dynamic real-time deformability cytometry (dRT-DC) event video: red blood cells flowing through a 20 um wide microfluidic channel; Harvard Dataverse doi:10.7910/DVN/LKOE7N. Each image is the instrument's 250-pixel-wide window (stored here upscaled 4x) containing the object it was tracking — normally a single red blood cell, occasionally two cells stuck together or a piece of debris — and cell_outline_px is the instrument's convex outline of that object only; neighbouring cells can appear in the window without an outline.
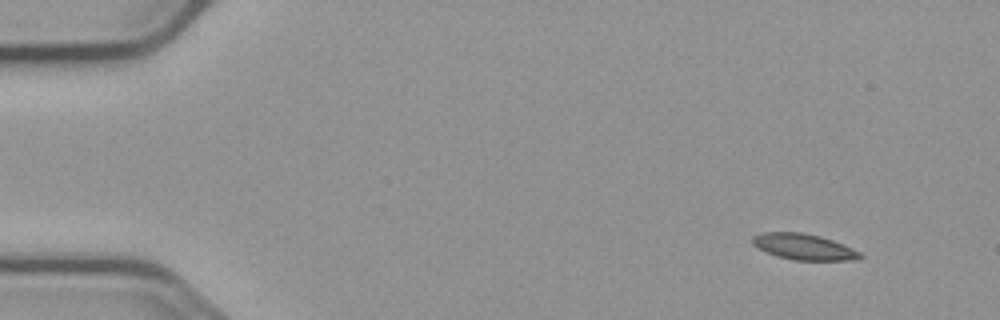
{"species": "common noctule bat (a hibernating species)", "species_latin": "Nyctalus noctula", "temperature_condition": "cold", "stored_images_in_passage": 5, "camera_frame_rate_fps": 3000, "um_per_image_px": 0.085, "animal": {"sex": "male", "body_mass_g": 23.1, "forearm_length_mm": 52.7}, "frame": {"image": 1, "passage_image": 1, "time_ms": 0.0, "image_size_px": [1000, 320], "cell_outline_px": [[864, 256], [860, 260], [792, 260], [776, 256], [756, 248], [752, 244], [752, 236], [764, 232], [804, 232], [820, 236], [832, 240], [852, 248], [860, 252]], "centroid_in_image_um": [68.31, 20.98], "position_along_channel_um": 16.7, "area_um2": 16.47}}
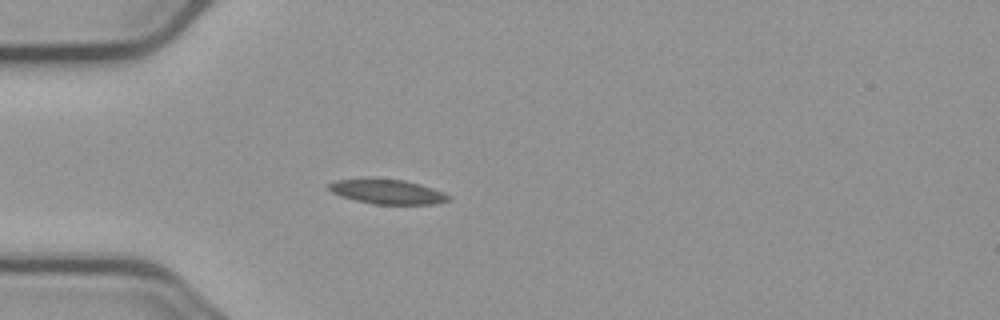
{"frame": {"image": 2, "passage_image": 4, "time_ms": 3.667, "image_size_px": [1000, 320], "cell_outline_px": [[452, 196], [448, 200], [436, 204], [372, 204], [340, 196], [332, 192], [328, 188], [328, 184], [336, 180], [404, 180], [420, 184], [444, 192]], "centroid_in_image_um": [32.97, 16.32], "position_along_channel_um": 52.0, "area_um2": 16.7}}